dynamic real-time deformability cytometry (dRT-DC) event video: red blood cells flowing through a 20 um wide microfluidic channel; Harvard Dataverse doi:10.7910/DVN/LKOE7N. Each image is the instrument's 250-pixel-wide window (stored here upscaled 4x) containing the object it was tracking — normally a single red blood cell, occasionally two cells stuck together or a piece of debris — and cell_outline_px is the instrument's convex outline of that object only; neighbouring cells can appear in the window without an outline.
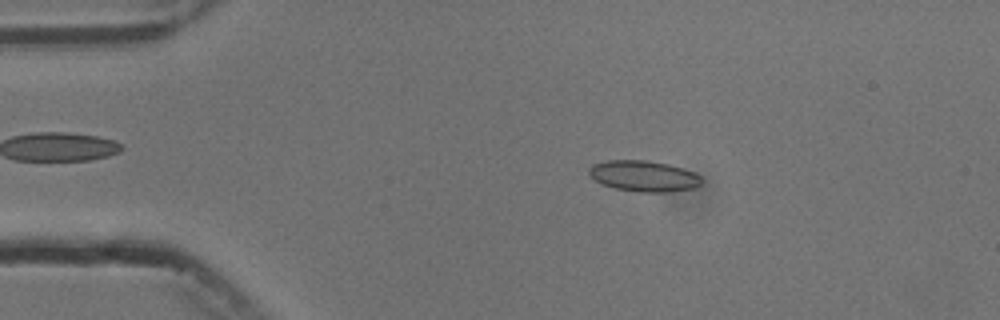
{"species": "common noctule bat (a hibernating species)", "species_latin": "Nyctalus noctula", "temperature_condition": "cold", "stored_images_in_passage": 3, "camera_frame_rate_fps": 3000, "um_per_image_px": 0.085, "animal": {"sex": "male", "body_mass_g": 13.3}, "frame": {"image": 1, "passage_image": 2, "time_ms": 1.333, "image_size_px": [1000, 320], "cell_outline_px": [[704, 180], [696, 188], [668, 192], [640, 192], [616, 188], [600, 184], [588, 172], [588, 168], [592, 164], [608, 160], [648, 160], [668, 164], [684, 168], [700, 176]], "centroid_in_image_um": [54.73, 14.96], "position_along_channel_um": 30.3, "area_um2": 20.4}}